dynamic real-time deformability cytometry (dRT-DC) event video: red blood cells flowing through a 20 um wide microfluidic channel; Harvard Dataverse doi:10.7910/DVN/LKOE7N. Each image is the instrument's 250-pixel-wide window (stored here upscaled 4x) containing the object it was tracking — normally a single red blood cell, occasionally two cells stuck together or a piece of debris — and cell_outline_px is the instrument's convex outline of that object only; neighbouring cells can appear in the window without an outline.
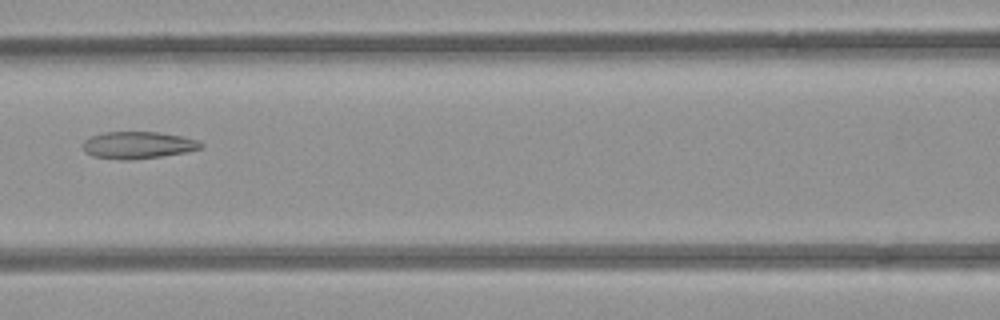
{"species": "common noctule bat (a hibernating species)", "species_latin": "Nyctalus noctula", "temperature_condition": "room temperature", "stored_images_in_passage": 7, "camera_frame_rate_fps": 3000, "um_per_image_px": 0.085, "animal": {"sex": "female", "body_mass_g": 21.9}, "frame": {"image": 1, "passage_image": 6, "time_ms": 6.0, "image_size_px": [1000, 320], "cell_outline_px": [[204, 144], [200, 148], [184, 152], [160, 156], [128, 160], [92, 156], [84, 152], [84, 140], [92, 136], [104, 132], [156, 132], [180, 136], [196, 140]], "centroid_in_image_um": [11.69, 12.33], "position_along_channel_um": 154.9, "area_um2": 18.21}}
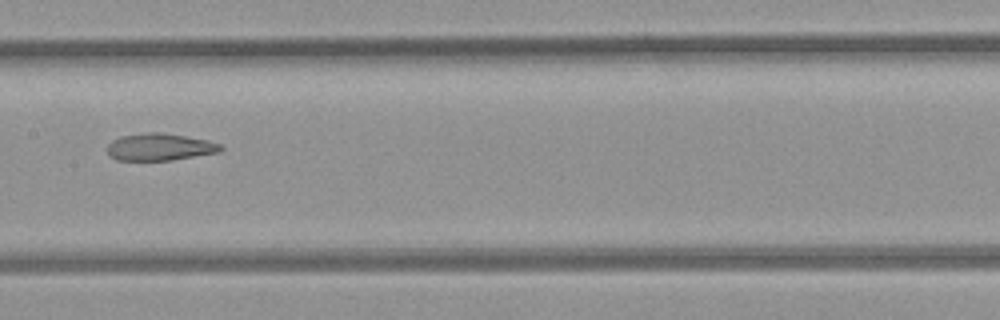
{"frame": {"image": 2, "passage_image": 7, "time_ms": 7.0, "image_size_px": [1000, 320], "cell_outline_px": [[224, 148], [220, 152], [172, 160], [116, 160], [108, 156], [108, 144], [112, 140], [120, 136], [144, 132], [160, 132], [208, 140], [220, 144]], "centroid_in_image_um": [13.56, 12.49], "position_along_channel_um": 193.8, "area_um2": 18.03}}